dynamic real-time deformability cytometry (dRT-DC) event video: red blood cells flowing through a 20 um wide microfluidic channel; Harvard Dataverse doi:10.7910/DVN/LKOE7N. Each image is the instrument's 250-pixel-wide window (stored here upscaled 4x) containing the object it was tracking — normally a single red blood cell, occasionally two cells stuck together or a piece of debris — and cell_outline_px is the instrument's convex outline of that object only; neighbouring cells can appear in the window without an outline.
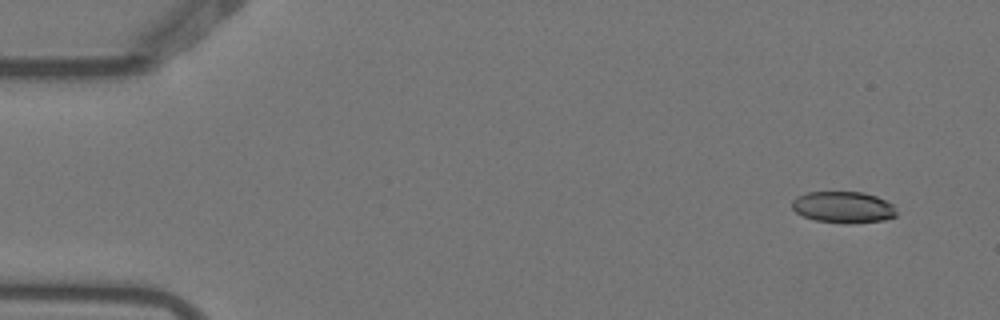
{"species": "Egyptian fruit bat (a non-hibernating species)", "species_latin": "Rousettus aegyptiacus", "temperature_condition": "warm", "stored_images_in_passage": 6, "camera_frame_rate_fps": 3000, "um_per_image_px": 0.085, "animal": {"sex": "female"}, "frame": {"image": 1, "passage_image": 1, "time_ms": 0.0, "image_size_px": [1000, 320], "cell_outline_px": [[896, 216], [884, 220], [852, 224], [848, 224], [816, 220], [804, 216], [796, 212], [792, 208], [792, 200], [796, 196], [808, 192], [864, 192], [876, 196], [892, 204], [896, 212]], "centroid_in_image_um": [71.67, 17.61], "position_along_channel_um": 13.3, "area_um2": 19.19}}
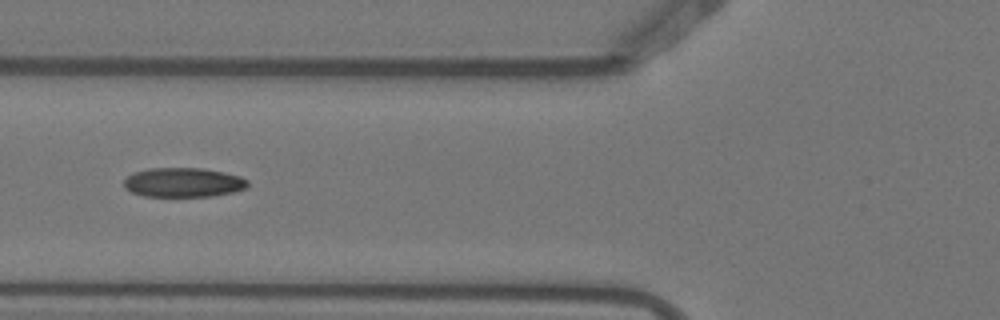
{"frame": {"image": 2, "passage_image": 5, "time_ms": 1.333, "image_size_px": [1000, 320], "cell_outline_px": [[248, 184], [244, 188], [232, 192], [212, 196], [144, 196], [132, 192], [124, 188], [124, 180], [132, 172], [148, 168], [204, 168], [224, 172], [240, 176], [248, 180]], "centroid_in_image_um": [15.55, 15.49], "position_along_channel_um": 110.2, "area_um2": 21.21}}
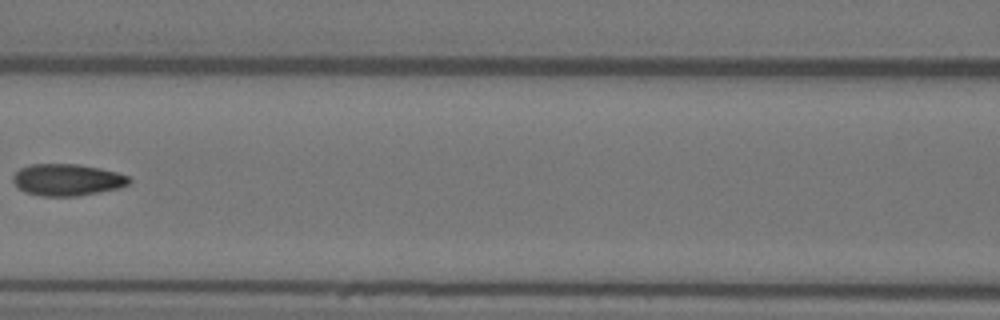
{"frame": {"image": 3, "passage_image": 6, "time_ms": 1.667, "image_size_px": [1000, 320], "cell_outline_px": [[132, 180], [128, 184], [120, 188], [76, 196], [40, 196], [24, 192], [12, 180], [12, 176], [20, 168], [32, 164], [76, 164], [100, 168], [116, 172], [128, 176]], "centroid_in_image_um": [5.71, 15.28], "position_along_channel_um": 160.9, "area_um2": 21.44}}